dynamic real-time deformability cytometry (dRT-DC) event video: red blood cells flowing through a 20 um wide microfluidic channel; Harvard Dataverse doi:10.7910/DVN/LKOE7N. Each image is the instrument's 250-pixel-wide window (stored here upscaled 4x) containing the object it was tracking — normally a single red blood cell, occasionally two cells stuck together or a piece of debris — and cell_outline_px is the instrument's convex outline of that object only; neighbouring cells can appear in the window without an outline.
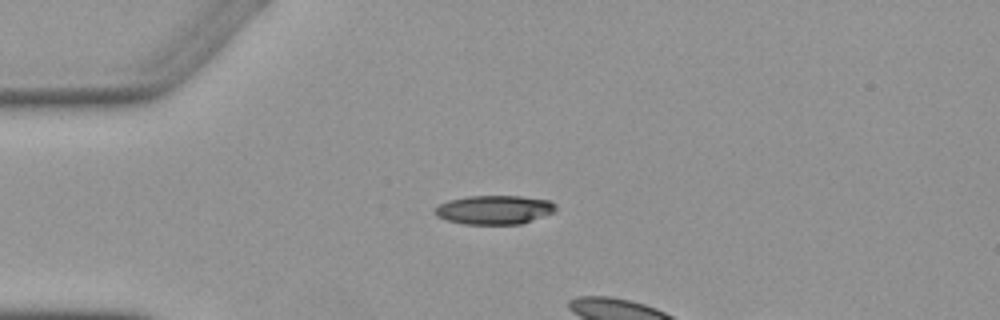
{"species": "Egyptian fruit bat (a non-hibernating species)", "species_latin": "Rousettus aegyptiacus", "temperature_condition": "warm", "stored_images_in_passage": 3, "segment_of_instrument_passage": [1, 2], "camera_frame_rate_fps": 3000, "um_per_image_px": 0.085, "animal": {"sex": "female"}, "frame": {"image": 1, "passage_image": 1, "time_ms": 0.0, "image_size_px": [1000, 320], "cell_outline_px": [[556, 212], [520, 224], [464, 224], [448, 220], [436, 216], [432, 212], [440, 204], [448, 200], [468, 196], [520, 196], [552, 200], [556, 204]], "centroid_in_image_um": [42.04, 17.82], "position_along_channel_um": 43.0, "area_um2": 20.52}}